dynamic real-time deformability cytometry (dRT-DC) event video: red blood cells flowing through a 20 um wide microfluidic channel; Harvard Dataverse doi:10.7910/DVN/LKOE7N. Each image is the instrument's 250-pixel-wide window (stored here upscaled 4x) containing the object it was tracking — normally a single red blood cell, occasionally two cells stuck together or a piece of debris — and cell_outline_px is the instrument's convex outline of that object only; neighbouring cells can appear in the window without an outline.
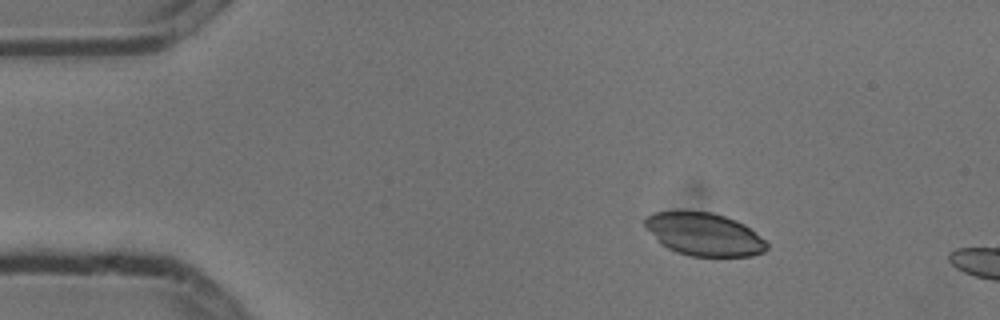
{"species": "common noctule bat (a hibernating species)", "species_latin": "Nyctalus noctula", "temperature_condition": "cold", "stored_images_in_passage": 3, "camera_frame_rate_fps": 3000, "um_per_image_px": 0.085, "animal": {"sex": "male", "body_mass_g": 13.3}, "frame": {"image": 1, "passage_image": 1, "time_ms": 0.0, "image_size_px": [1000, 320], "cell_outline_px": [[768, 248], [764, 252], [752, 256], [688, 256], [676, 252], [660, 244], [644, 224], [644, 216], [652, 212], [712, 212], [736, 220], [744, 224], [764, 240], [768, 244]], "centroid_in_image_um": [59.84, 19.92], "position_along_channel_um": 25.2, "area_um2": 30.29}}